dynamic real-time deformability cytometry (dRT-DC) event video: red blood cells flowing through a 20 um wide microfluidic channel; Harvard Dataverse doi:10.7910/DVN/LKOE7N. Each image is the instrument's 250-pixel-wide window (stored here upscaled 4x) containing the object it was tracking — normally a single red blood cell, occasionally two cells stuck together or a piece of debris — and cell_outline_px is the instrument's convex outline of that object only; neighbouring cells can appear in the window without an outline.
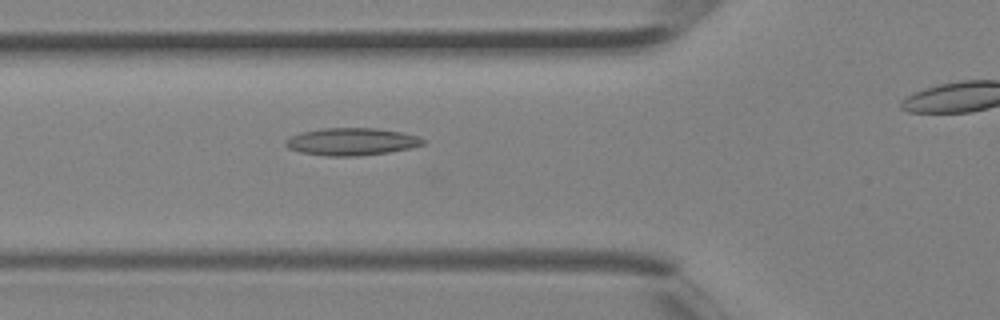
{"species": "Egyptian fruit bat (a non-hibernating species)", "species_latin": "Rousettus aegyptiacus", "temperature_condition": "room temperature", "stored_images_in_passage": 6, "segment_of_instrument_passage": [1, 2], "camera_frame_rate_fps": 3000, "um_per_image_px": 0.085, "animal": {"sex": "female"}, "frame": {"image": 1, "passage_image": 5, "time_ms": 1.333, "image_size_px": [1000, 320], "cell_outline_px": [[428, 140], [424, 144], [408, 148], [388, 152], [360, 156], [328, 156], [300, 152], [288, 148], [284, 144], [284, 140], [300, 132], [324, 128], [376, 128], [400, 132], [416, 136]], "centroid_in_image_um": [29.86, 12.04], "position_along_channel_um": 95.9, "area_um2": 21.91}}